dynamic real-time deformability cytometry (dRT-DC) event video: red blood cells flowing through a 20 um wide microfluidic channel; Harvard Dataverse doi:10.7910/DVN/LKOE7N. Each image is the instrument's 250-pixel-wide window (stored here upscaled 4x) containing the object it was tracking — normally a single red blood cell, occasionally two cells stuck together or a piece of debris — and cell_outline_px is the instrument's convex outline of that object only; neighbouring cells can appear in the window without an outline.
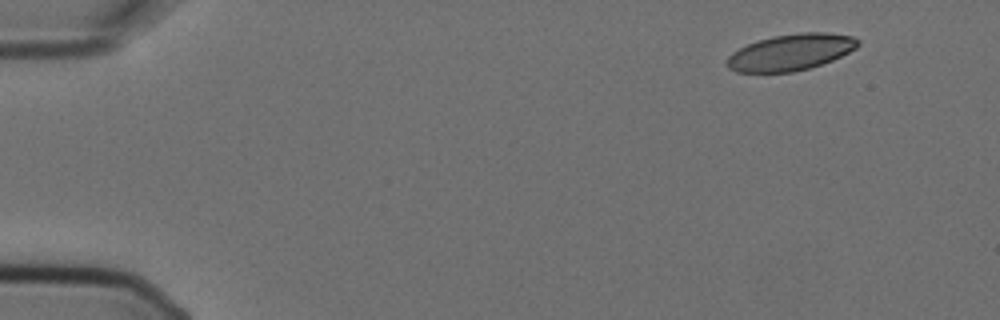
{"species": "Egyptian fruit bat (a non-hibernating species)", "species_latin": "Rousettus aegyptiacus", "temperature_condition": "cold", "stored_images_in_passage": 6, "camera_frame_rate_fps": 3000, "um_per_image_px": 0.085, "animal": {"sex": "female"}, "frame": {"image": 1, "passage_image": 2, "time_ms": 0.333, "image_size_px": [1000, 320], "cell_outline_px": [[860, 44], [856, 48], [832, 60], [808, 68], [792, 72], [736, 72], [728, 68], [728, 56], [732, 52], [748, 44], [772, 36], [800, 32], [828, 32], [852, 36], [860, 40]], "centroid_in_image_um": [67.23, 4.43], "position_along_channel_um": 17.8, "area_um2": 27.57}}
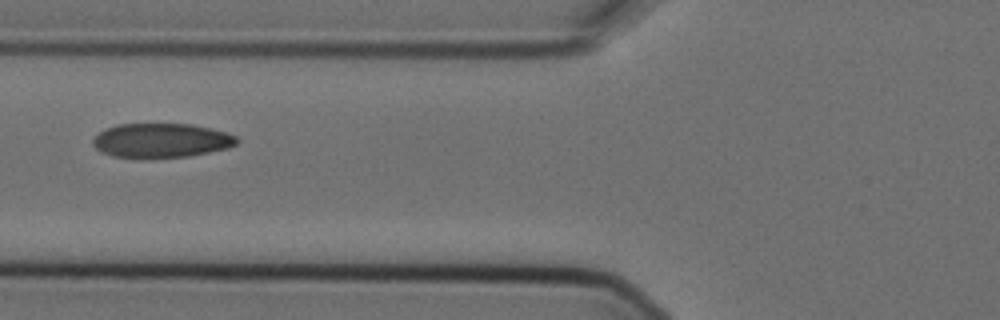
{"frame": {"image": 2, "passage_image": 6, "time_ms": 1.667, "image_size_px": [1000, 320], "cell_outline_px": [[240, 140], [236, 144], [228, 148], [188, 156], [112, 156], [100, 152], [92, 144], [92, 140], [104, 128], [120, 124], [192, 124], [212, 128], [236, 136]], "centroid_in_image_um": [13.72, 11.91], "position_along_channel_um": 112.1, "area_um2": 28.26}}